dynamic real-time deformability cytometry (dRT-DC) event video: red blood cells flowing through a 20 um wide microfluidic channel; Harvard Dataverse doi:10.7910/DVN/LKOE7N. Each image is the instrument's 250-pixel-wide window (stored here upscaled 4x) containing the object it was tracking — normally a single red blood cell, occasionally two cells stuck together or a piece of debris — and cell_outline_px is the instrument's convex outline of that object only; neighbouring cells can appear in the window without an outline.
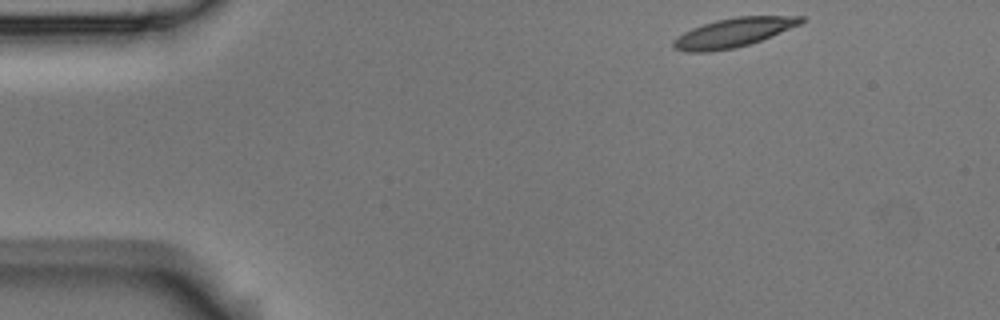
{"species": "Egyptian fruit bat (a non-hibernating species)", "species_latin": "Rousettus aegyptiacus", "temperature_condition": "room temperature", "stored_images_in_passage": 12, "camera_frame_rate_fps": 3000, "um_per_image_px": 0.085, "animal": {"sex": "male"}, "frame": {"image": 1, "passage_image": 1, "time_ms": 0.0, "image_size_px": [1000, 320], "cell_outline_px": [[804, 20], [800, 24], [760, 40], [736, 48], [712, 52], [688, 52], [672, 48], [672, 40], [684, 32], [692, 28], [716, 20], [736, 16], [804, 16]], "centroid_in_image_um": [62.28, 2.78], "position_along_channel_um": 22.7, "area_um2": 21.5}}
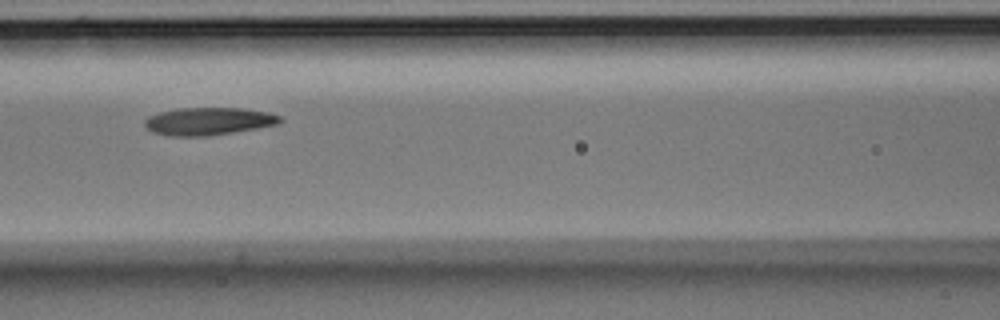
{"frame": {"image": 2, "passage_image": 5, "time_ms": 1.333, "image_size_px": [1000, 320], "cell_outline_px": [[284, 120], [280, 124], [208, 136], [172, 136], [152, 132], [144, 124], [144, 120], [148, 116], [160, 112], [176, 108], [240, 108], [268, 112], [280, 116]], "centroid_in_image_um": [17.73, 10.3], "position_along_channel_um": 148.9, "area_um2": 21.79}}
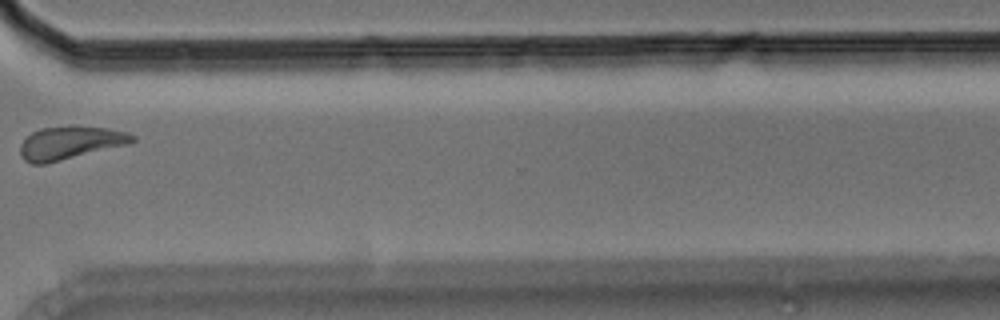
{"frame": {"image": 3, "passage_image": 10, "time_ms": 3.0, "image_size_px": [1000, 320], "cell_outline_px": [[136, 140], [128, 144], [44, 164], [32, 164], [24, 160], [20, 156], [20, 144], [32, 132], [40, 128], [72, 124], [108, 128], [128, 132], [136, 136]], "centroid_in_image_um": [5.96, 12.11], "position_along_channel_um": 364.6, "area_um2": 21.91}}